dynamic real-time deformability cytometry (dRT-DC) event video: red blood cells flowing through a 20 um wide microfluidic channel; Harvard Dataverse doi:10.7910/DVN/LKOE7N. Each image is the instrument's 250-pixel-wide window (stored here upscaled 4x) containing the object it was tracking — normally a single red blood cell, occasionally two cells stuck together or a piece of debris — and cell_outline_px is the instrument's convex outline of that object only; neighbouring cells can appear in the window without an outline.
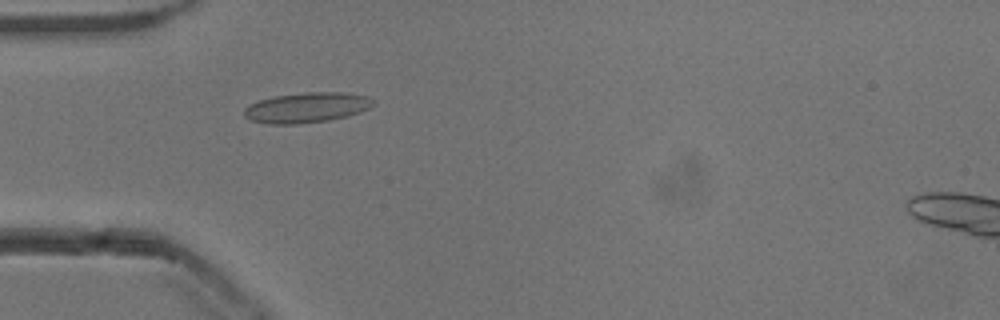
{"species": "common noctule bat (a hibernating species)", "species_latin": "Nyctalus noctula", "temperature_condition": "cold", "stored_images_in_passage": 53, "camera_frame_rate_fps": 3000, "um_per_image_px": 0.085, "animal": {"sex": "male", "body_mass_g": 13.3}, "frame": {"image": 1, "passage_image": 16, "time_ms": 5.0, "image_size_px": [1000, 320], "cell_outline_px": [[376, 104], [360, 112], [348, 116], [328, 120], [296, 124], [268, 124], [252, 120], [244, 116], [244, 108], [248, 104], [260, 100], [276, 96], [304, 92], [344, 92], [368, 96], [376, 100]], "centroid_in_image_um": [26.1, 9.13], "position_along_channel_um": 58.9, "area_um2": 22.83}}
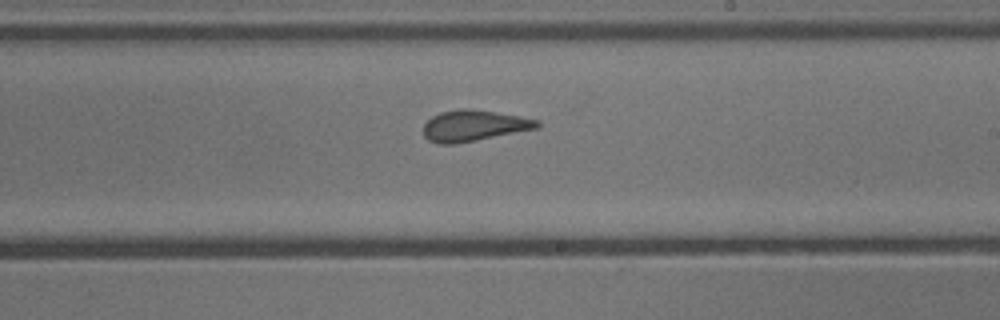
{"frame": {"image": 2, "passage_image": 31, "time_ms": 10.0, "image_size_px": [1000, 320], "cell_outline_px": [[540, 128], [456, 144], [440, 144], [428, 140], [424, 136], [424, 124], [432, 116], [440, 112], [460, 108], [464, 108], [520, 116], [540, 120]], "centroid_in_image_um": [40.29, 10.69], "position_along_channel_um": 248.7, "area_um2": 20.58}}
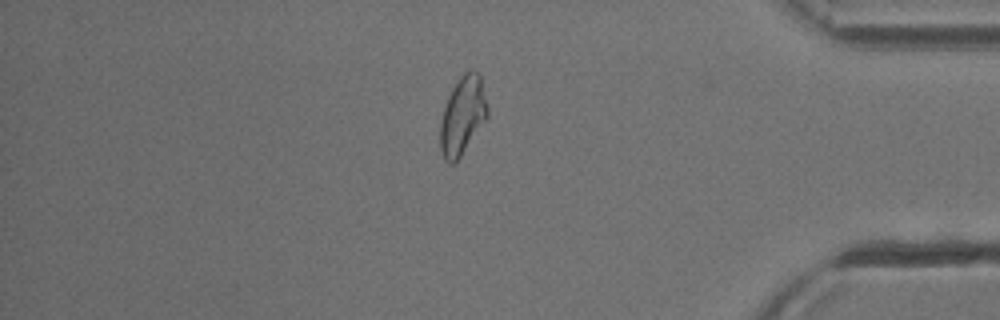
{"frame": {"image": 3, "passage_image": 45, "time_ms": 14.667, "image_size_px": [1000, 320], "cell_outline_px": [[488, 116], [456, 164], [448, 164], [444, 160], [440, 148], [440, 120], [448, 96], [452, 88], [460, 76], [464, 72], [476, 72], [480, 76], [488, 108]], "centroid_in_image_um": [39.3, 9.89], "position_along_channel_um": 395.9, "area_um2": 21.5}, "authors_computed_cell_mechanics": {"area_um2": 21.1548, "velocity_mm_per_s": 3.8425, "shape_relaxation_time_tau1_ms": 9.0317, "shape_relaxation_time_tau2_ms": 1.141, "deformation_change_tau1": 0.1616, "deformation_change_tau2": 0.0607}}